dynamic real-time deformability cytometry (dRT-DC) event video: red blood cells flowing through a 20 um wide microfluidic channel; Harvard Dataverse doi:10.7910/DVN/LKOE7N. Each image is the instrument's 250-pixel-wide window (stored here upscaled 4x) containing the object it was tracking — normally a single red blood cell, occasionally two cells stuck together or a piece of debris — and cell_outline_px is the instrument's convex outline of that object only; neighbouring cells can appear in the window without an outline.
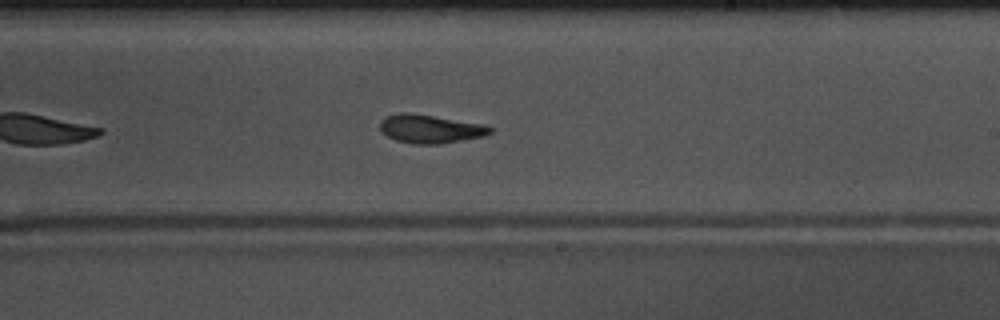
{"species": "common noctule bat (a hibernating species)", "species_latin": "Nyctalus noctula", "temperature_condition": "warm", "stored_images_in_passage": 42, "camera_frame_rate_fps": 3000, "um_per_image_px": 0.085, "animal": {"sex": "male", "body_mass_g": 17.5, "forearm_length_mm": 52.3}, "frame": {"image": 1, "passage_image": 19, "time_ms": 6.0, "image_size_px": [1000, 320], "cell_outline_px": [[492, 132], [484, 136], [440, 144], [412, 144], [396, 140], [380, 132], [380, 120], [384, 116], [400, 112], [408, 112], [480, 124], [492, 128]], "centroid_in_image_um": [36.49, 10.96], "position_along_channel_um": 252.5, "area_um2": 18.15}}
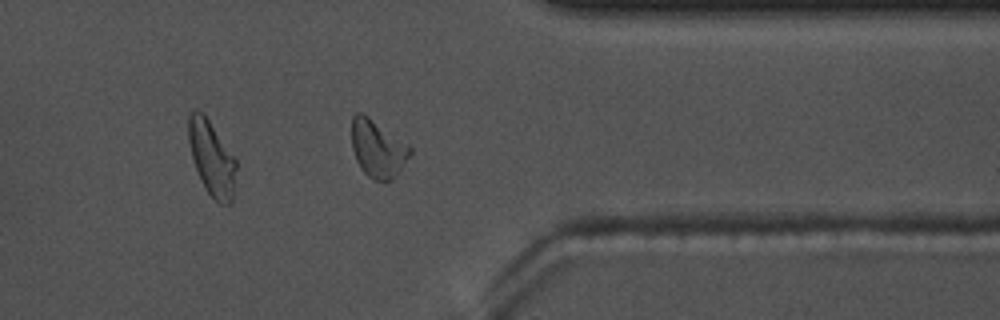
{"frame": {"image": 2, "passage_image": 30, "time_ms": 9.667, "image_size_px": [1000, 320], "cell_outline_px": [[412, 152], [400, 172], [392, 180], [376, 180], [368, 176], [360, 168], [356, 160], [352, 148], [352, 116], [356, 112], [360, 112], [368, 116], [408, 144], [412, 148]], "centroid_in_image_um": [32.11, 12.64], "position_along_channel_um": 379.3, "area_um2": 19.54}, "authors_computed_cell_mechanics": {"area_um2": 18.7561, "velocity_mm_per_s": 3.6601, "shape_relaxation_time_tau1_ms": 6.1047, "shape_relaxation_time_tau2_ms": 4.5012, "deformation_change_tau1": 0.1791, "deformation_change_tau2": 0.1313}}